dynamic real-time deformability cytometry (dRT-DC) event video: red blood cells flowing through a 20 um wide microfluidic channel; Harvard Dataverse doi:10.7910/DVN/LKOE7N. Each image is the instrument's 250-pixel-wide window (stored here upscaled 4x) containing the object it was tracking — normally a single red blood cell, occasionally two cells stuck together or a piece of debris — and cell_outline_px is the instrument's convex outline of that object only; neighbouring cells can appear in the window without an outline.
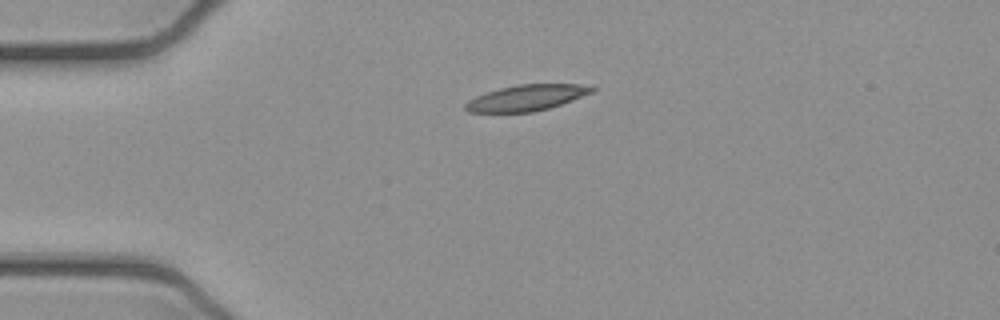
{"species": "common noctule bat (a hibernating species)", "species_latin": "Nyctalus noctula", "temperature_condition": "cold", "stored_images_in_passage": 34, "camera_frame_rate_fps": 3000, "um_per_image_px": 0.085, "animal": {"sex": "female", "body_mass_g": 21.9}, "frame": {"image": 1, "passage_image": 1, "time_ms": 0.0, "image_size_px": [1000, 320], "cell_outline_px": [[596, 88], [592, 92], [572, 100], [548, 108], [532, 112], [468, 112], [464, 108], [464, 104], [468, 100], [476, 96], [500, 88], [516, 84], [592, 84]], "centroid_in_image_um": [44.77, 8.3], "position_along_channel_um": 40.2, "area_um2": 19.07}}
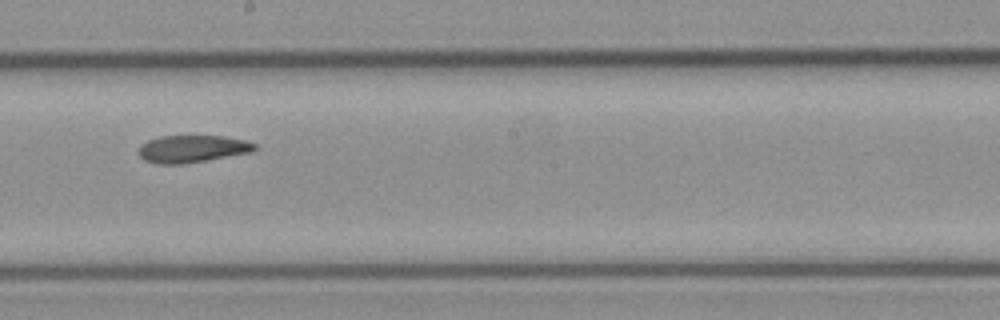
{"frame": {"image": 2, "passage_image": 18, "time_ms": 5.667, "image_size_px": [1000, 320], "cell_outline_px": [[260, 148], [252, 152], [180, 164], [156, 164], [144, 160], [140, 156], [140, 144], [148, 140], [160, 136], [224, 136], [244, 140], [256, 144]], "centroid_in_image_um": [16.35, 12.64], "position_along_channel_um": 231.8, "area_um2": 18.38}}
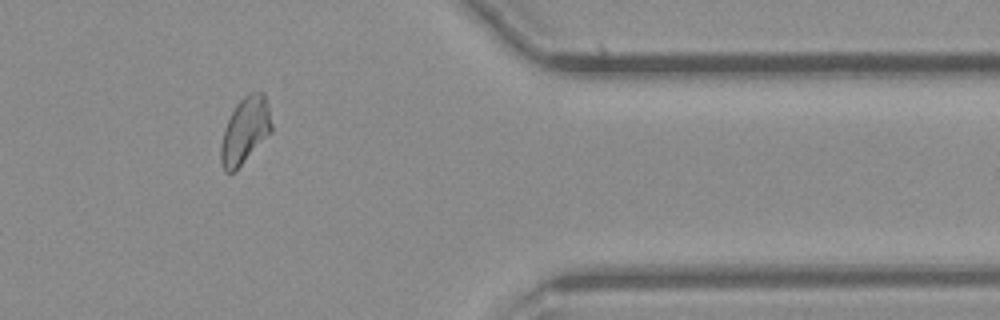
{"frame": {"image": 3, "passage_image": 32, "time_ms": 10.333, "image_size_px": [1000, 320], "cell_outline_px": [[272, 132], [232, 172], [224, 172], [220, 160], [220, 148], [224, 128], [236, 104], [248, 92], [264, 92], [272, 124]], "centroid_in_image_um": [20.82, 11.06], "position_along_channel_um": 390.6, "area_um2": 19.25}, "authors_computed_cell_mechanics": {"area_um2": 19.1896, "velocity_mm_per_s": 3.8821, "shape_relaxation_time_tau1_ms": 11.2049, "shape_relaxation_time_tau2_ms": 8.3102, "deformation_change_tau1": 0.2326, "deformation_change_tau2": 0.1586}}